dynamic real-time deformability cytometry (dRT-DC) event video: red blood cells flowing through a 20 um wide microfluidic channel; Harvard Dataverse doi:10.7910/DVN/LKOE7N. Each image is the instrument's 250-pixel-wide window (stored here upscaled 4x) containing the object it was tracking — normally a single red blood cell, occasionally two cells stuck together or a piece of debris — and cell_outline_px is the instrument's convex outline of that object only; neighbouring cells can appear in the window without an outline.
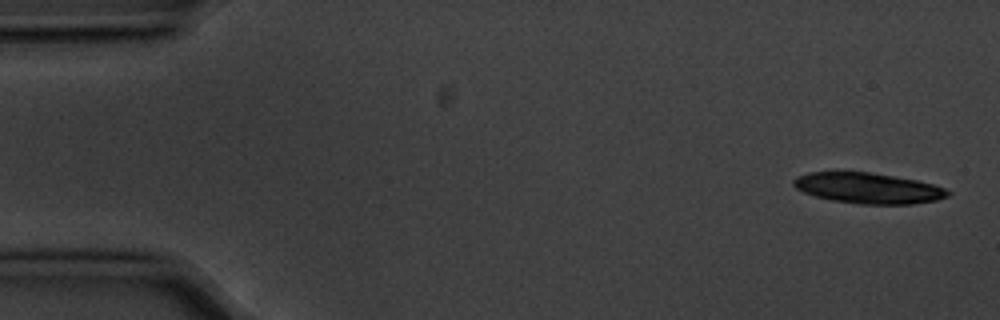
{"species": "common noctule bat (a hibernating species)", "species_latin": "Nyctalus noctula", "temperature_condition": "cold", "stored_images_in_passage": 5, "camera_frame_rate_fps": 3000, "um_per_image_px": 0.085, "animal": {"sex": "male", "body_mass_g": 20.1, "forearm_length_mm": 53.5}, "frame": {"image": 1, "passage_image": 1, "time_ms": 0.0, "image_size_px": [1000, 320], "cell_outline_px": [[952, 192], [948, 196], [936, 200], [912, 204], [860, 204], [832, 200], [816, 196], [804, 192], [796, 188], [792, 184], [792, 180], [796, 176], [808, 172], [868, 172], [916, 180], [932, 184], [944, 188]], "centroid_in_image_um": [73.77, 15.99], "position_along_channel_um": 11.2, "area_um2": 27.4}}
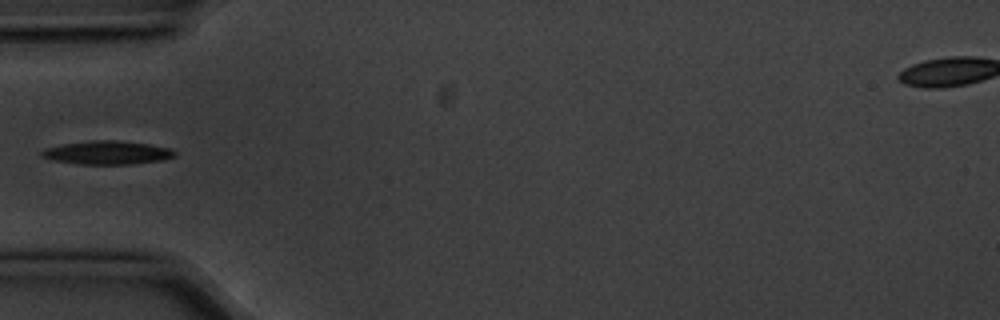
{"frame": {"image": 2, "passage_image": 5, "time_ms": 1.333, "image_size_px": [1000, 320], "cell_outline_px": [[176, 156], [164, 160], [132, 164], [80, 164], [52, 160], [40, 156], [40, 152], [44, 148], [64, 144], [92, 140], [116, 140], [148, 144], [172, 148], [176, 152]], "centroid_in_image_um": [9.14, 12.97], "position_along_channel_um": 75.9, "area_um2": 18.32}}